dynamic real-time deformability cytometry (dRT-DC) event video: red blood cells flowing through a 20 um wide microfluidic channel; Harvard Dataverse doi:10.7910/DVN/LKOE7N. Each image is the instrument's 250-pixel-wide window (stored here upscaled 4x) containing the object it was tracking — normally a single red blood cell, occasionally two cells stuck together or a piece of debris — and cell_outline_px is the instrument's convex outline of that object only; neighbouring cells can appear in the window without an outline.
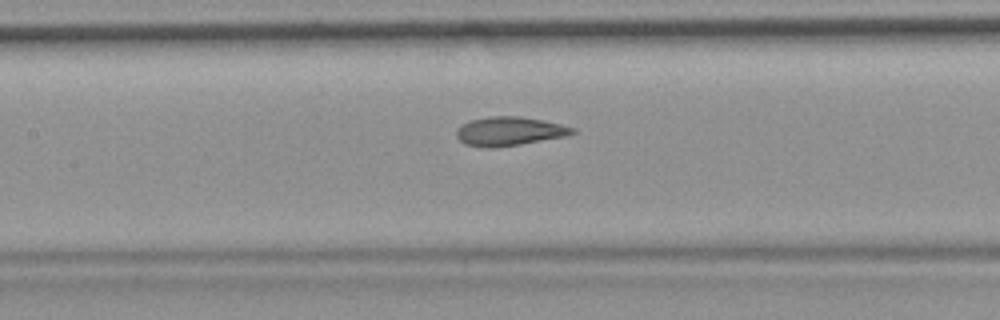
{"species": "common noctule bat (a hibernating species)", "species_latin": "Nyctalus noctula", "temperature_condition": "room temperature", "stored_images_in_passage": 10, "camera_frame_rate_fps": 3000, "um_per_image_px": 0.085, "animal": {"sex": "female", "body_mass_g": 19.9}, "frame": {"image": 1, "passage_image": 10, "time_ms": 3.0, "image_size_px": [1000, 320], "cell_outline_px": [[576, 132], [564, 136], [520, 144], [492, 148], [488, 148], [464, 144], [456, 136], [456, 128], [460, 124], [468, 120], [492, 116], [520, 116], [560, 124], [576, 128]], "centroid_in_image_um": [43.23, 11.15], "position_along_channel_um": 164.2, "area_um2": 19.48}}